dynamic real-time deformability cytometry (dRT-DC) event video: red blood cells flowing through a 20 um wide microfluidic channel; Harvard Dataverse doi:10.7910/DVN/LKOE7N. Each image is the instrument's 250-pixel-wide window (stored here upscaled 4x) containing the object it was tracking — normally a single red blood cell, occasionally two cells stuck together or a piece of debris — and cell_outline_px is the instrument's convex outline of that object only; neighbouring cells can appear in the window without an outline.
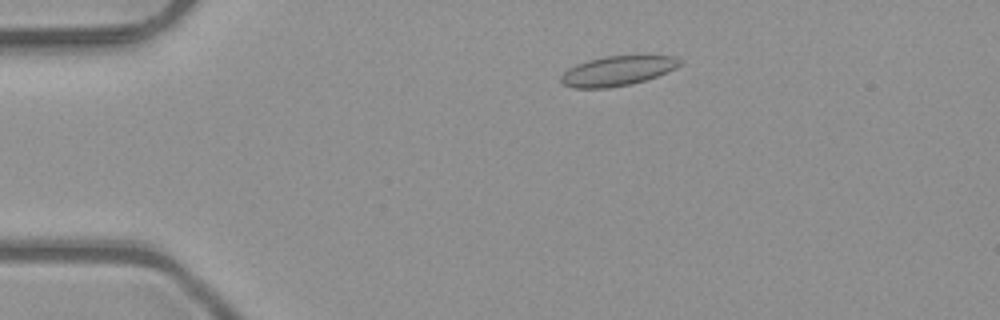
{"species": "common noctule bat (a hibernating species)", "species_latin": "Nyctalus noctula", "temperature_condition": "room temperature", "stored_images_in_passage": 45, "camera_frame_rate_fps": 3000, "um_per_image_px": 0.085, "animal": {"sex": "male", "body_mass_g": 23.1, "forearm_length_mm": 52.7}, "frame": {"image": 1, "passage_image": 4, "time_ms": 1.0, "image_size_px": [1000, 320], "cell_outline_px": [[680, 64], [676, 68], [656, 76], [632, 84], [608, 88], [572, 88], [564, 84], [560, 80], [560, 76], [568, 68], [576, 64], [588, 60], [604, 56], [676, 56], [680, 60]], "centroid_in_image_um": [52.44, 6.03], "position_along_channel_um": 32.6, "area_um2": 20.46}}
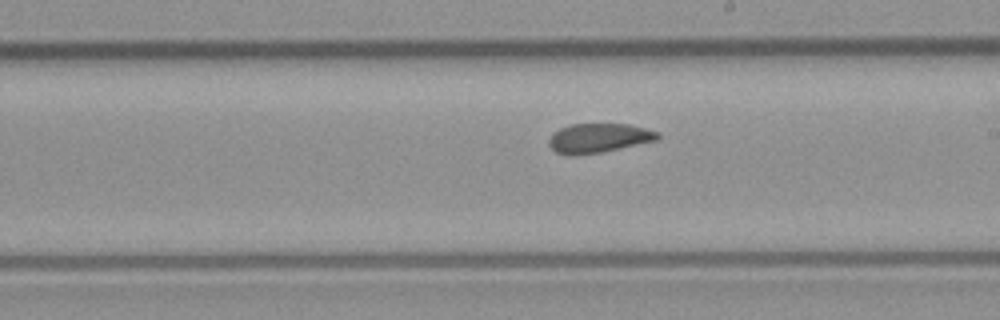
{"frame": {"image": 2, "passage_image": 23, "time_ms": 7.333, "image_size_px": [1000, 320], "cell_outline_px": [[660, 140], [600, 152], [556, 152], [548, 144], [548, 140], [560, 128], [568, 124], [628, 124], [660, 132]], "centroid_in_image_um": [50.99, 11.69], "position_along_channel_um": 238.0, "area_um2": 17.92}}
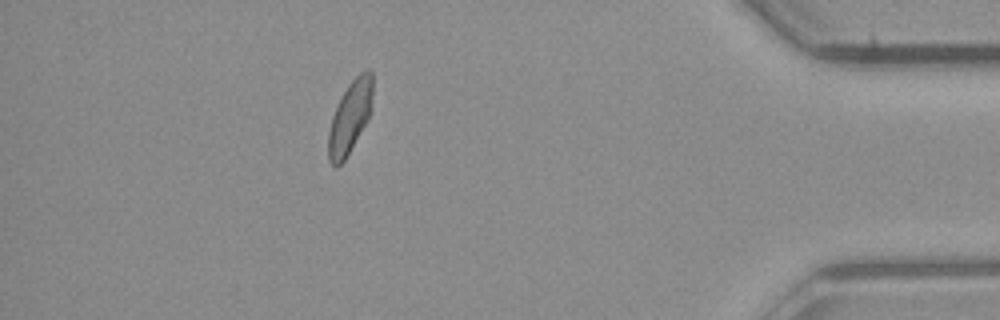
{"frame": {"image": 3, "passage_image": 39, "time_ms": 12.667, "image_size_px": [1000, 320], "cell_outline_px": [[372, 96], [368, 120], [344, 160], [336, 168], [328, 160], [328, 132], [332, 116], [348, 84], [360, 72], [368, 68], [372, 72]], "centroid_in_image_um": [29.74, 9.96], "position_along_channel_um": 405.5, "area_um2": 18.38}, "authors_computed_cell_mechanics": {"area_um2": 19.1896, "velocity_mm_per_s": 4.0547, "shape_relaxation_time_tau1_ms": null, "shape_relaxation_time_tau2_ms": 1.5678, "deformation_change_tau1": null, "deformation_change_tau2": 0.0789}}